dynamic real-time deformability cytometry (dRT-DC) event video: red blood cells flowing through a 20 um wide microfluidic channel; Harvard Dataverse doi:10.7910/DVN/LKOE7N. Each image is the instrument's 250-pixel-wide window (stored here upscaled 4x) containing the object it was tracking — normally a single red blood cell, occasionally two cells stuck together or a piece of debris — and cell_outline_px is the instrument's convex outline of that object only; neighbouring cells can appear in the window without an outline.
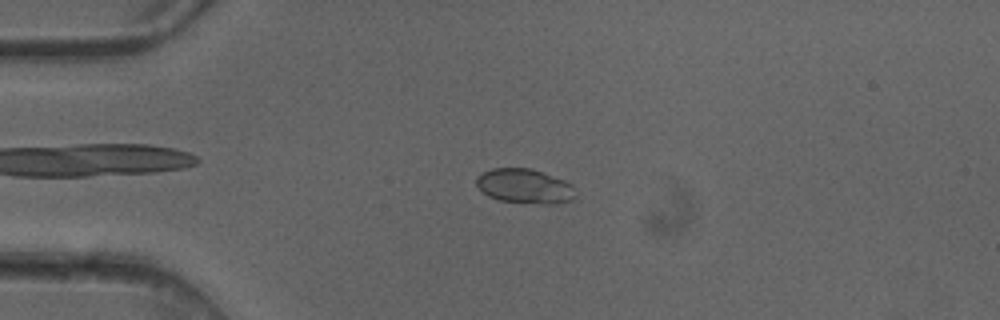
{"species": "common noctule bat (a hibernating species)", "species_latin": "Nyctalus noctula", "temperature_condition": "cold", "stored_images_in_passage": 4, "camera_frame_rate_fps": 3000, "um_per_image_px": 0.085, "animal": {"sex": "female"}, "frame": {"image": 1, "passage_image": 3, "time_ms": 0.667, "image_size_px": [1000, 320], "cell_outline_px": [[576, 196], [572, 200], [560, 204], [540, 204], [500, 200], [488, 196], [476, 184], [476, 176], [492, 168], [532, 168], [564, 180], [572, 184], [576, 188]], "centroid_in_image_um": [44.65, 15.83], "position_along_channel_um": 40.3, "area_um2": 20.17}}